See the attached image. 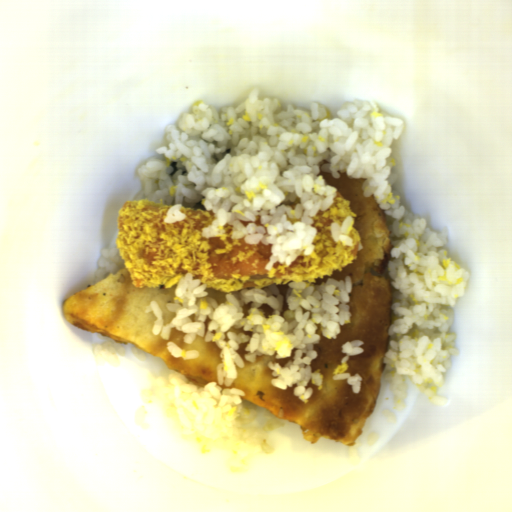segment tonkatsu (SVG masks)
I'll list each match as a JSON object with an SVG mask.
<instances>
[{
  "instance_id": "tonkatsu-1",
  "label": "tonkatsu",
  "mask_w": 512,
  "mask_h": 512,
  "mask_svg": "<svg viewBox=\"0 0 512 512\" xmlns=\"http://www.w3.org/2000/svg\"><path fill=\"white\" fill-rule=\"evenodd\" d=\"M173 205L150 202L145 198L129 200L119 207L117 235L119 250L131 282L136 287H168L189 272L200 284L218 291H236L299 281H316L355 261L361 243L354 227L356 214L350 200L336 190L335 202L318 211L312 225L317 230L313 250H304L288 266L274 262L265 270L272 255L270 244H249L244 238L231 239L233 224L218 227L222 235L205 237L203 231L213 224L210 209L182 206L183 220L165 222ZM353 218L347 234L352 246L334 242L331 224L342 225Z\"/></svg>"
}]
</instances>
